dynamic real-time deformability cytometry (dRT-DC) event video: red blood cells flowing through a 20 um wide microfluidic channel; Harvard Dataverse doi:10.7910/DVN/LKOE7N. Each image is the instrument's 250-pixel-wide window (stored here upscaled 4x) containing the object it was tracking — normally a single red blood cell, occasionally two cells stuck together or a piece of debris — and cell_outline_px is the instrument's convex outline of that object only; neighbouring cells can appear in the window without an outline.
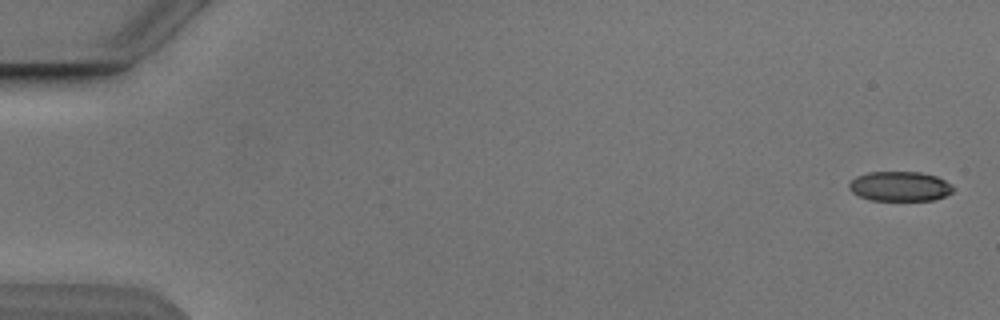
{"species": "Egyptian fruit bat (a non-hibernating species)", "species_latin": "Rousettus aegyptiacus", "temperature_condition": "cold", "stored_images_in_passage": 5, "camera_frame_rate_fps": 3000, "um_per_image_px": 0.085, "animal": {"sex": "male"}, "frame": {"image": 1, "passage_image": 1, "time_ms": 0.0, "image_size_px": [1000, 320], "cell_outline_px": [[956, 188], [952, 192], [944, 196], [932, 200], [868, 200], [852, 192], [848, 188], [848, 184], [856, 176], [868, 172], [920, 172], [936, 176], [952, 184]], "centroid_in_image_um": [76.49, 15.83], "position_along_channel_um": 8.5, "area_um2": 18.09}}
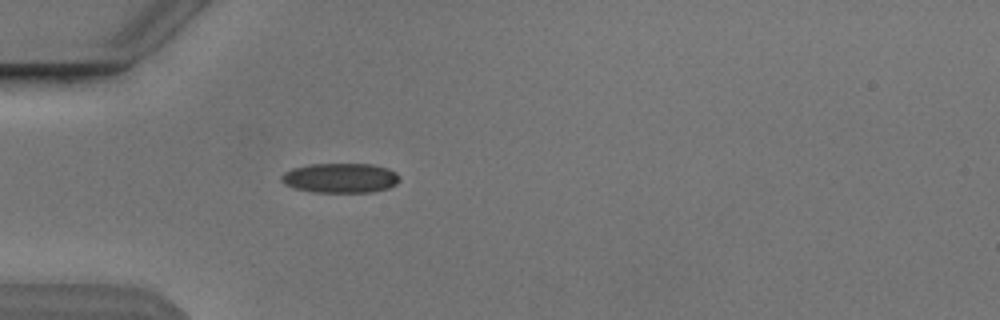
{"frame": {"image": 2, "passage_image": 5, "time_ms": 5.0, "image_size_px": [1000, 320], "cell_outline_px": [[400, 180], [396, 184], [388, 188], [372, 192], [312, 192], [296, 188], [284, 184], [280, 180], [280, 176], [284, 172], [292, 168], [312, 164], [372, 164], [388, 168], [396, 172]], "centroid_in_image_um": [28.92, 15.13], "position_along_channel_um": 56.1, "area_um2": 20.52}}